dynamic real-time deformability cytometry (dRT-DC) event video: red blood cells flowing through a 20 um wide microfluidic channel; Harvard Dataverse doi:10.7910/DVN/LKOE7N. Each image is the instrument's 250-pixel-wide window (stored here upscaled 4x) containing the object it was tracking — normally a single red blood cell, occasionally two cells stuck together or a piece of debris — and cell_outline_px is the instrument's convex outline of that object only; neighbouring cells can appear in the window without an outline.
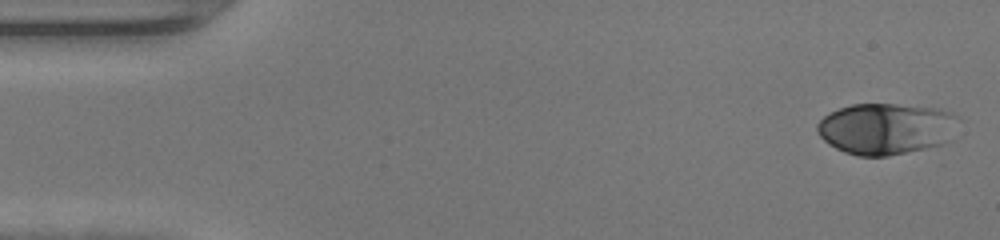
{"species": "human", "species_latin": "Homo sapiens", "temperature_condition": "warm", "stored_images_in_passage": 47, "camera_frame_rate_fps": 3000, "um_per_image_px": 0.085, "donor": {"sex": "female"}, "frame": {"image": 1, "passage_image": 1, "time_ms": 0.0, "image_size_px": [1000, 240], "cell_outline_px": [[960, 116], [952, 140], [940, 144], [924, 148], [888, 156], [860, 156], [844, 152], [828, 144], [816, 132], [816, 124], [828, 112], [852, 104], [896, 104], [940, 108], [952, 112]], "centroid_in_image_um": [75.34, 10.92], "position_along_channel_um": 9.7, "area_um2": 42.71}}
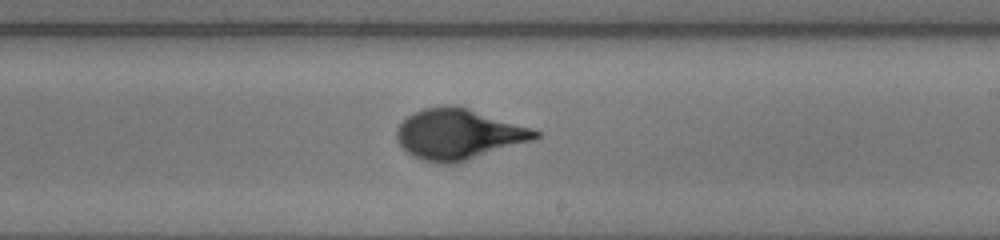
{"frame": {"image": 2, "passage_image": 27, "time_ms": 8.667, "image_size_px": [1000, 240], "cell_outline_px": [[540, 136], [532, 140], [456, 164], [444, 164], [420, 160], [412, 156], [396, 140], [396, 128], [412, 112], [424, 108], [448, 104], [456, 104], [532, 128], [540, 132]], "centroid_in_image_um": [38.95, 11.4], "position_along_channel_um": 250.1, "area_um2": 40.98}}
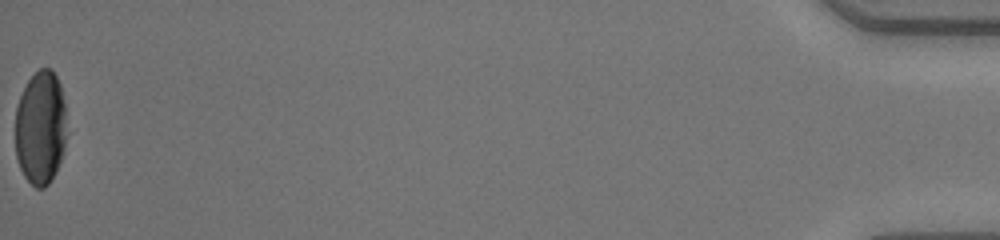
{"frame": {"image": 3, "passage_image": 47, "time_ms": 15.333, "image_size_px": [1000, 240], "cell_outline_px": [[64, 152], [56, 172], [48, 184], [44, 188], [36, 188], [24, 176], [20, 168], [16, 156], [16, 108], [20, 96], [28, 80], [40, 68], [48, 68], [56, 76], [60, 84], [64, 104]], "centroid_in_image_um": [3.43, 10.89], "position_along_channel_um": 431.8, "area_um2": 33.76}, "authors_computed_cell_mechanics": {"area_um2": 39.1884, "velocity_mm_per_s": 4.3318, "shape_relaxation_time_tau1_ms": 3.6315, "shape_relaxation_time_tau2_ms": null, "deformation_change_tau1": 0.2099, "deformation_change_tau2": null}}